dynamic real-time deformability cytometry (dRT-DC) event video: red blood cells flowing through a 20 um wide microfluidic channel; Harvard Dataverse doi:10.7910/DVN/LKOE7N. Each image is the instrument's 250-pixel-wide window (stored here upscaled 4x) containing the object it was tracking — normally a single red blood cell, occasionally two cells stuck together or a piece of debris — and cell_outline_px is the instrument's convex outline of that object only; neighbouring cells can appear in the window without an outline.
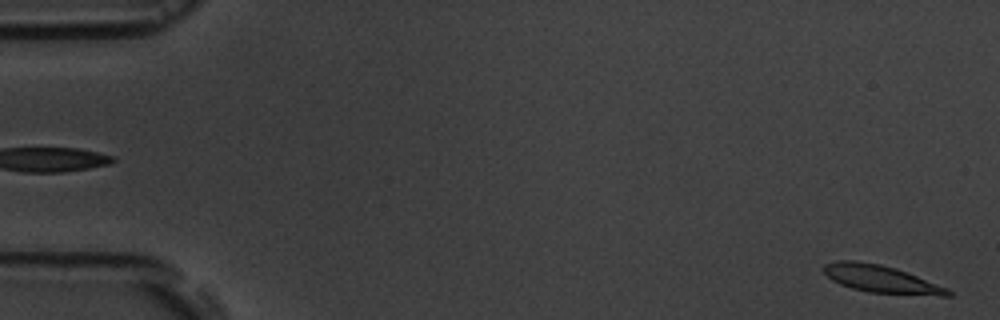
{"species": "common noctule bat (a hibernating species)", "species_latin": "Nyctalus noctula", "temperature_condition": "room temperature", "stored_images_in_passage": 5, "segment_of_instrument_passage": [2, 2], "camera_frame_rate_fps": 3000, "um_per_image_px": 0.085, "animal": {"sex": "male", "body_mass_g": 19.5, "forearm_length_mm": 54.6}, "frame": {"image": 1, "passage_image": 5, "time_ms": 4.667, "image_size_px": [1000, 320], "cell_outline_px": [[952, 296], [940, 296], [868, 292], [852, 288], [840, 284], [832, 280], [824, 272], [824, 264], [836, 260], [856, 260], [880, 264], [896, 268], [948, 288], [952, 292]], "centroid_in_image_um": [74.9, 23.71], "position_along_channel_um": 10.1, "area_um2": 19.88}}